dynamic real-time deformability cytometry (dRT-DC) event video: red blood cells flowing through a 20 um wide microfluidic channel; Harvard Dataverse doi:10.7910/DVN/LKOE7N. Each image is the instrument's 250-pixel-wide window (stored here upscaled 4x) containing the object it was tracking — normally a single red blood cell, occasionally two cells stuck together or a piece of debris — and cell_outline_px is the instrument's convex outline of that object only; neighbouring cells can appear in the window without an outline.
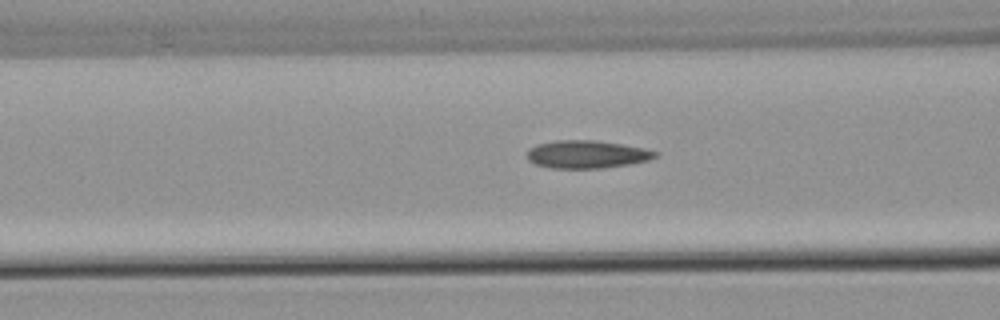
{"species": "common noctule bat (a hibernating species)", "species_latin": "Nyctalus noctula", "temperature_condition": "warm", "stored_images_in_passage": 25, "camera_frame_rate_fps": 3000, "um_per_image_px": 0.085, "animal": {"sex": "male", "body_mass_g": 21.5, "forearm_length_mm": 52.0}, "frame": {"image": 1, "passage_image": 4, "time_ms": 1.0, "image_size_px": [1000, 320], "cell_outline_px": [[660, 152], [656, 156], [648, 160], [628, 164], [600, 168], [552, 168], [536, 164], [528, 160], [528, 148], [536, 144], [556, 140], [596, 140], [644, 148]], "centroid_in_image_um": [49.86, 13.11], "position_along_channel_um": 116.7, "area_um2": 20.69}}
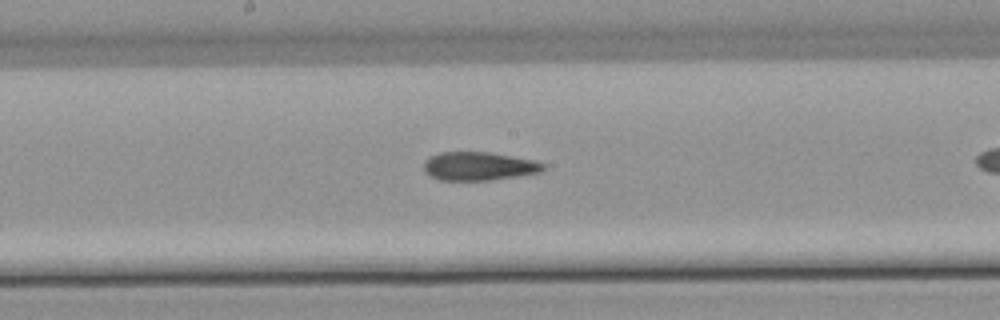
{"frame": {"image": 2, "passage_image": 11, "time_ms": 3.333, "image_size_px": [1000, 320], "cell_outline_px": [[544, 168], [540, 172], [492, 180], [440, 180], [424, 172], [424, 160], [440, 152], [488, 152], [532, 160], [544, 164]], "centroid_in_image_um": [40.66, 14.13], "position_along_channel_um": 207.5, "area_um2": 19.54}}